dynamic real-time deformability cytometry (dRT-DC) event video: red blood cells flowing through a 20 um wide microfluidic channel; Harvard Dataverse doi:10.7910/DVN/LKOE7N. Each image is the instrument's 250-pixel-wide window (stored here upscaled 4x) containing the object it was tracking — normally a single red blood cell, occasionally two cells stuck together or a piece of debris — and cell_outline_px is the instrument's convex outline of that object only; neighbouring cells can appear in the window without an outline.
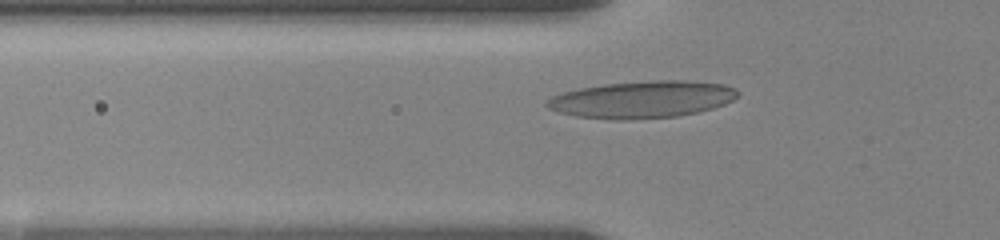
{"species": "human", "species_latin": "Homo sapiens", "temperature_condition": "room temperature", "stored_images_in_passage": 36, "camera_frame_rate_fps": 3000, "um_per_image_px": 0.085, "donor": {"sex": "female"}, "frame": {"image": 1, "passage_image": 6, "time_ms": 2.0, "image_size_px": [1000, 240], "cell_outline_px": [[736, 96], [732, 100], [724, 104], [712, 108], [696, 112], [676, 116], [624, 120], [616, 120], [576, 116], [560, 112], [548, 108], [544, 104], [552, 96], [564, 92], [580, 88], [604, 84], [652, 80], [684, 80], [724, 84], [736, 88]], "centroid_in_image_um": [54.57, 8.45], "position_along_channel_um": 71.2, "area_um2": 40.92}}
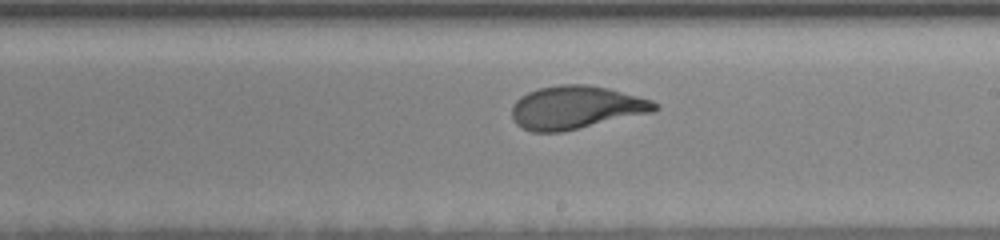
{"frame": {"image": 2, "passage_image": 18, "time_ms": 6.667, "image_size_px": [1000, 240], "cell_outline_px": [[660, 108], [652, 112], [560, 132], [532, 132], [516, 124], [512, 116], [512, 104], [520, 96], [528, 92], [540, 88], [560, 84], [588, 84], [608, 88], [652, 100], [660, 104]], "centroid_in_image_um": [48.95, 9.12], "position_along_channel_um": 240.0, "area_um2": 35.78}}
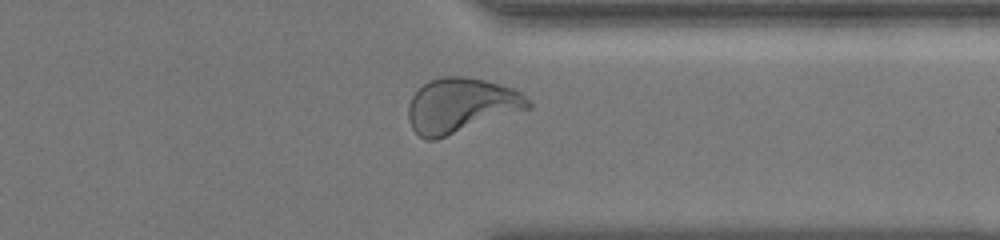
{"frame": {"image": 3, "passage_image": 27, "time_ms": 10.333, "image_size_px": [1000, 240], "cell_outline_px": [[532, 108], [436, 140], [428, 140], [420, 136], [412, 128], [408, 120], [408, 104], [412, 96], [428, 80], [440, 76], [464, 76], [484, 80], [500, 84], [512, 88], [520, 92], [532, 104]], "centroid_in_image_um": [39.18, 8.96], "position_along_channel_um": 372.2, "area_um2": 38.38}, "authors_computed_cell_mechanics": {"area_um2": 36.0094, "velocity_mm_per_s": 3.6061, "shape_relaxation_time_tau1_ms": 3.9817, "shape_relaxation_time_tau2_ms": 0.7328, "deformation_change_tau1": 0.2084, "deformation_change_tau2": 0.074}}